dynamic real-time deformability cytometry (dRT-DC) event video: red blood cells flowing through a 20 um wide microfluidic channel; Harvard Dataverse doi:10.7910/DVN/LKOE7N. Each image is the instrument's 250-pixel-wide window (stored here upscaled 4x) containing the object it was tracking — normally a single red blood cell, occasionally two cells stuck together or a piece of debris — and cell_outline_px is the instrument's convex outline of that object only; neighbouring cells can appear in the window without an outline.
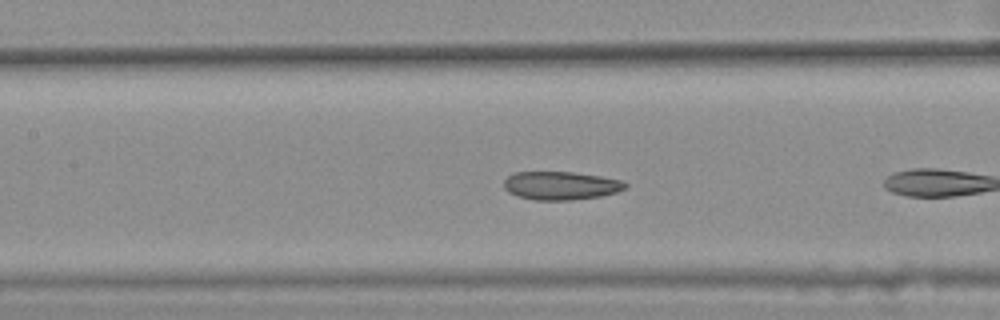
{"species": "common noctule bat (a hibernating species)", "species_latin": "Nyctalus noctula", "temperature_condition": "warm", "stored_images_in_passage": 10, "camera_frame_rate_fps": 3000, "um_per_image_px": 0.085, "animal": {"sex": "female", "body_mass_g": 25.1}, "frame": {"image": 1, "passage_image": 6, "time_ms": 1.667, "image_size_px": [1000, 320], "cell_outline_px": [[628, 184], [624, 188], [616, 192], [600, 196], [568, 200], [532, 200], [516, 196], [508, 192], [504, 188], [504, 180], [508, 176], [516, 172], [572, 172], [600, 176], [624, 180]], "centroid_in_image_um": [47.65, 15.77], "position_along_channel_um": 159.8, "area_um2": 20.06}}
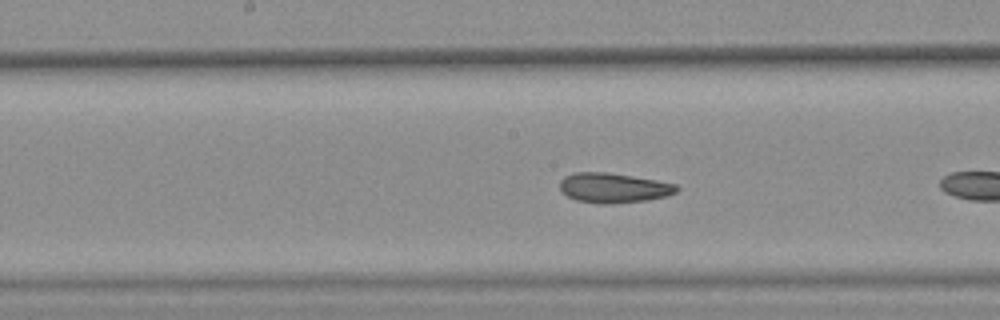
{"frame": {"image": 2, "passage_image": 9, "time_ms": 2.667, "image_size_px": [1000, 320], "cell_outline_px": [[680, 188], [676, 192], [668, 196], [648, 200], [608, 204], [604, 204], [576, 200], [560, 192], [560, 180], [564, 176], [576, 172], [608, 172], [656, 180], [676, 184]], "centroid_in_image_um": [52.15, 15.96], "position_along_channel_um": 196.1, "area_um2": 20.4}}